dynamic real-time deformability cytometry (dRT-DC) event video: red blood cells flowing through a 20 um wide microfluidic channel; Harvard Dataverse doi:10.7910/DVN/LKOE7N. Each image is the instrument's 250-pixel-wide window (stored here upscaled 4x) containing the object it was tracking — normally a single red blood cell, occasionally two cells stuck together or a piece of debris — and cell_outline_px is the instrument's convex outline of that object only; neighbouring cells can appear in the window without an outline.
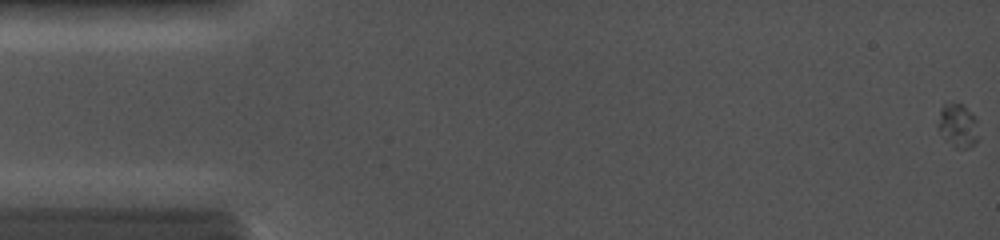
{"species": "common noctule bat (a hibernating species)", "species_latin": "Nyctalus noctula", "temperature_condition": "cold", "stored_images_in_passage": 41, "camera_frame_rate_fps": 5000, "um_per_image_px": 0.085, "animal": {"sex": "female", "body_mass_g": 19.0, "forearm_length_mm": 56.7}, "frame": {"image": 1, "passage_image": 1, "time_ms": 0.0, "image_size_px": [1000, 240], "cell_outline_px": [[976, 140], [968, 148], [956, 148], [944, 140], [936, 124], [940, 112], [944, 104], [964, 104], [976, 116]], "centroid_in_image_um": [81.38, 10.66], "position_along_channel_um": 3.6, "area_um2": 10.17}}